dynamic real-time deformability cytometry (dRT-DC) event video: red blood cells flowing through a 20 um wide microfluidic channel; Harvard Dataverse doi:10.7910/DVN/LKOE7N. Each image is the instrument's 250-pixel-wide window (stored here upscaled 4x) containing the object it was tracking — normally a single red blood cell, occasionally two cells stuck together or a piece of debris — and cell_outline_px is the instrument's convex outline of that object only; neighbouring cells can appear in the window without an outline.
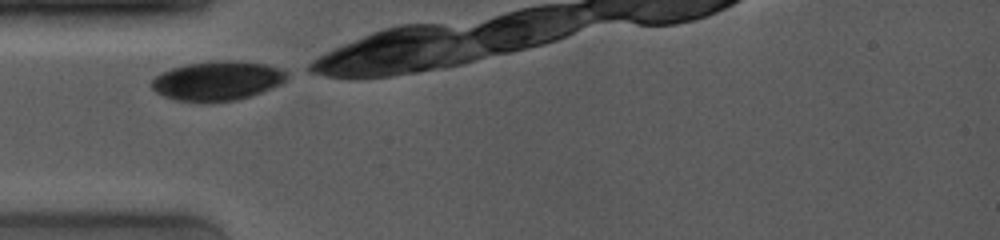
{"species": "common noctule bat (a hibernating species)", "species_latin": "Nyctalus noctula", "temperature_condition": "room temperature", "stored_images_in_passage": 6, "camera_frame_rate_fps": 4000, "um_per_image_px": 0.085, "animal": {"sex": "female", "body_mass_g": 19.0, "forearm_length_mm": 53.3}, "frame": {"image": 1, "passage_image": 1, "time_ms": 0.0, "image_size_px": [1000, 240], "cell_outline_px": [[288, 76], [280, 84], [252, 96], [236, 100], [208, 104], [200, 104], [176, 100], [164, 96], [156, 92], [148, 84], [156, 76], [172, 68], [188, 64], [216, 60], [236, 60], [264, 64], [280, 68], [288, 72]], "centroid_in_image_um": [18.46, 6.9], "position_along_channel_um": 66.5, "area_um2": 31.5}}